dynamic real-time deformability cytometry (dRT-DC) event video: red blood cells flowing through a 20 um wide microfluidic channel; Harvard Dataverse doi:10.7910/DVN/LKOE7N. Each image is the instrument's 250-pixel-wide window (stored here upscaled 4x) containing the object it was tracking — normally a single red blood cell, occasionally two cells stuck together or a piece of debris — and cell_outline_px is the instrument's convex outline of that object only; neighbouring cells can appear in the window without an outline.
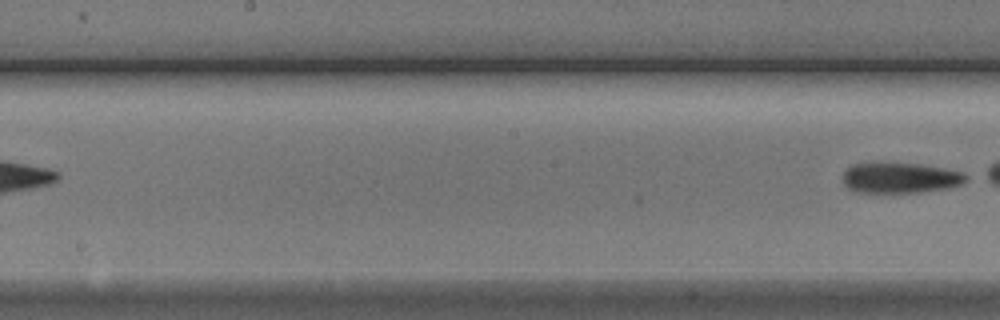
{"species": "Egyptian fruit bat (a non-hibernating species)", "species_latin": "Rousettus aegyptiacus", "temperature_condition": "cold", "stored_images_in_passage": 7, "segment_of_instrument_passage": [2, 2], "camera_frame_rate_fps": 3000, "um_per_image_px": 0.085, "animal": {"sex": "male"}, "frame": {"image": 1, "passage_image": 7, "time_ms": 8.0, "image_size_px": [1000, 320], "cell_outline_px": [[972, 176], [968, 180], [960, 184], [948, 188], [920, 192], [856, 192], [848, 188], [844, 184], [844, 172], [852, 164], [920, 164], [944, 168], [964, 172]], "centroid_in_image_um": [76.6, 15.13], "position_along_channel_um": 171.6, "area_um2": 21.68}}